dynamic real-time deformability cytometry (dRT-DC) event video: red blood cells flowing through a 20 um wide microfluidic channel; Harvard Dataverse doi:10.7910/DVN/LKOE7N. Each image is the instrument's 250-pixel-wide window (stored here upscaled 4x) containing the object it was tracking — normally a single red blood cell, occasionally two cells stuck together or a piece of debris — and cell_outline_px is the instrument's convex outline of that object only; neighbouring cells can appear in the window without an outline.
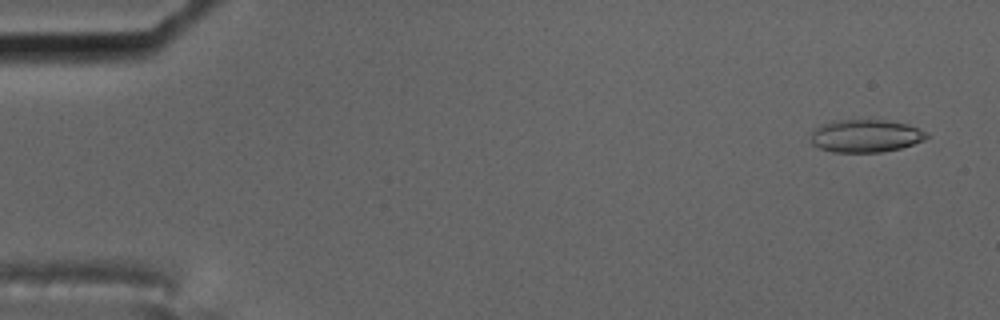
{"species": "common noctule bat (a hibernating species)", "species_latin": "Nyctalus noctula", "temperature_condition": "cold", "stored_images_in_passage": 47, "camera_frame_rate_fps": 3000, "um_per_image_px": 0.085, "animal": {"sex": "male", "body_mass_g": 17.5, "forearm_length_mm": 52.3}, "frame": {"image": 1, "passage_image": 1, "time_ms": 0.0, "image_size_px": [1000, 320], "cell_outline_px": [[928, 136], [924, 140], [900, 148], [884, 152], [832, 152], [820, 148], [812, 144], [812, 128], [820, 124], [832, 120], [888, 120], [908, 124], [924, 132]], "centroid_in_image_um": [73.52, 11.54], "position_along_channel_um": 11.5, "area_um2": 22.14}, "authors_computed_cell_mechanics": {"area_um2": 21.2704, "velocity_mm_per_s": 3.5102, "shape_relaxation_time_tau1_ms": null, "shape_relaxation_time_tau2_ms": 1.7571, "deformation_change_tau1": null, "deformation_change_tau2": 0.0877}}